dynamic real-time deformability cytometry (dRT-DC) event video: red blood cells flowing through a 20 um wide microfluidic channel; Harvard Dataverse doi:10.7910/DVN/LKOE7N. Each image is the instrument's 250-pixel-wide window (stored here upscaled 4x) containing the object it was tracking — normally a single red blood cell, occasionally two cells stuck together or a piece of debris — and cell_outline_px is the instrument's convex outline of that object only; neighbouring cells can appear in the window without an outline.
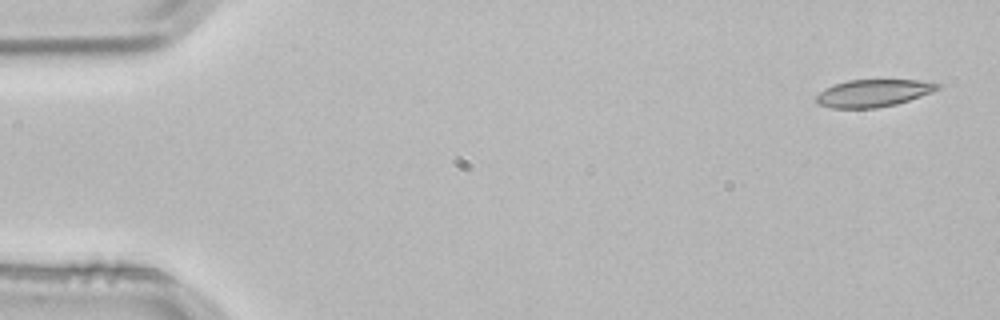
{"species": "common noctule bat (a hibernating species)", "species_latin": "Nyctalus noctula", "temperature_condition": "room temperature", "stored_images_in_passage": 4, "segment_of_instrument_passage": [1, 2], "camera_frame_rate_fps": 3000, "um_per_image_px": 0.085, "animal": {"sex": "male", "body_mass_g": 21.5, "forearm_length_mm": 52.0}, "frame": {"image": 1, "passage_image": 1, "time_ms": 0.0, "image_size_px": [1000, 320], "cell_outline_px": [[940, 88], [932, 92], [896, 104], [876, 108], [832, 108], [816, 104], [816, 96], [824, 88], [832, 84], [848, 80], [916, 80], [940, 84]], "centroid_in_image_um": [74.17, 7.91], "position_along_channel_um": 10.8, "area_um2": 19.31}}
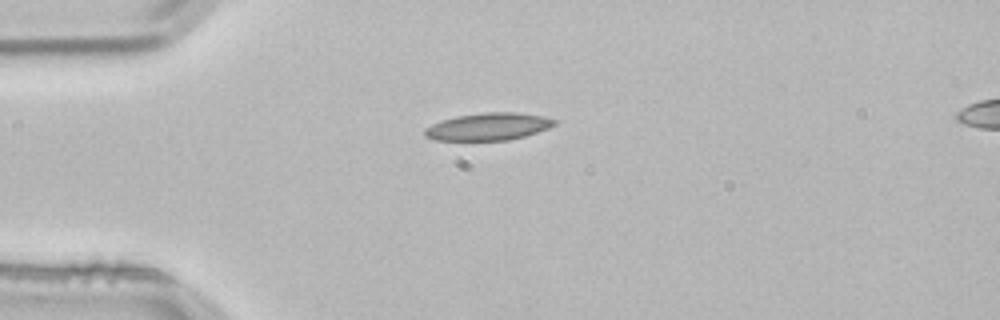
{"frame": {"image": 2, "passage_image": 3, "time_ms": 0.667, "image_size_px": [1000, 320], "cell_outline_px": [[556, 124], [548, 128], [524, 136], [508, 140], [436, 140], [424, 136], [424, 128], [432, 124], [456, 116], [484, 112], [516, 112], [544, 116], [556, 120]], "centroid_in_image_um": [41.5, 10.75], "position_along_channel_um": 43.5, "area_um2": 20.58}}